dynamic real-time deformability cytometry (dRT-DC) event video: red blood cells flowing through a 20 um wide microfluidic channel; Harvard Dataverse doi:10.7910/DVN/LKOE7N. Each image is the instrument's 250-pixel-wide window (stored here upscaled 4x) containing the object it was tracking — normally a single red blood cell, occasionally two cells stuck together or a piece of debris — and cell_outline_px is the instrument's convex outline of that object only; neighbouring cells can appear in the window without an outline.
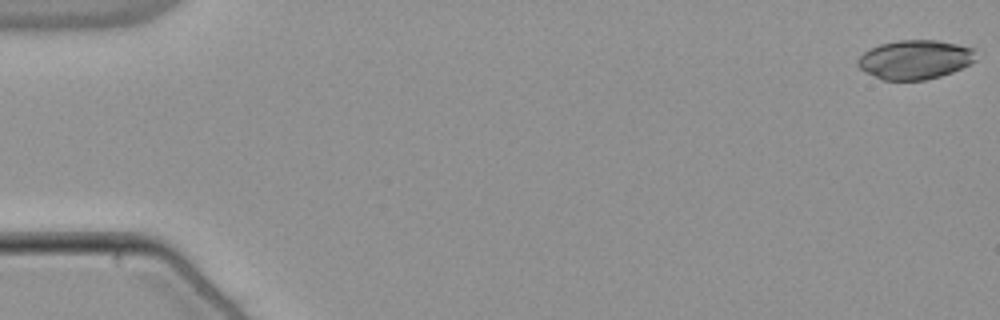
{"species": "common noctule bat (a hibernating species)", "species_latin": "Nyctalus noctula", "temperature_condition": "warm", "stored_images_in_passage": 14, "camera_frame_rate_fps": 3000, "um_per_image_px": 0.085, "animal": {"sex": "male", "body_mass_g": 21.5, "forearm_length_mm": 52.0}, "frame": {"image": 1, "passage_image": 1, "time_ms": 0.0, "image_size_px": [1000, 320], "cell_outline_px": [[976, 60], [952, 72], [940, 76], [924, 80], [884, 80], [864, 72], [856, 64], [856, 60], [864, 52], [880, 44], [896, 40], [936, 40], [976, 48]], "centroid_in_image_um": [77.77, 5.06], "position_along_channel_um": 7.2, "area_um2": 26.99}}
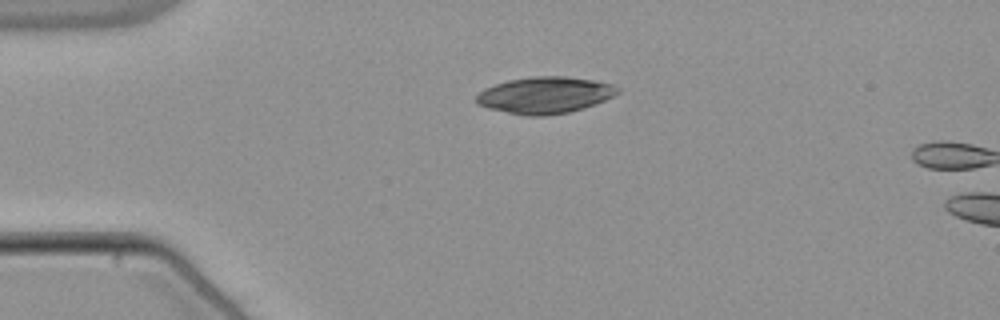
{"frame": {"image": 2, "passage_image": 13, "time_ms": 4.0, "image_size_px": [1000, 320], "cell_outline_px": [[620, 92], [596, 104], [584, 108], [568, 112], [544, 116], [524, 116], [488, 108], [476, 104], [476, 96], [484, 88], [508, 80], [532, 76], [564, 76], [596, 80], [612, 84], [620, 88]], "centroid_in_image_um": [46.32, 8.08], "position_along_channel_um": 38.7, "area_um2": 30.29}}